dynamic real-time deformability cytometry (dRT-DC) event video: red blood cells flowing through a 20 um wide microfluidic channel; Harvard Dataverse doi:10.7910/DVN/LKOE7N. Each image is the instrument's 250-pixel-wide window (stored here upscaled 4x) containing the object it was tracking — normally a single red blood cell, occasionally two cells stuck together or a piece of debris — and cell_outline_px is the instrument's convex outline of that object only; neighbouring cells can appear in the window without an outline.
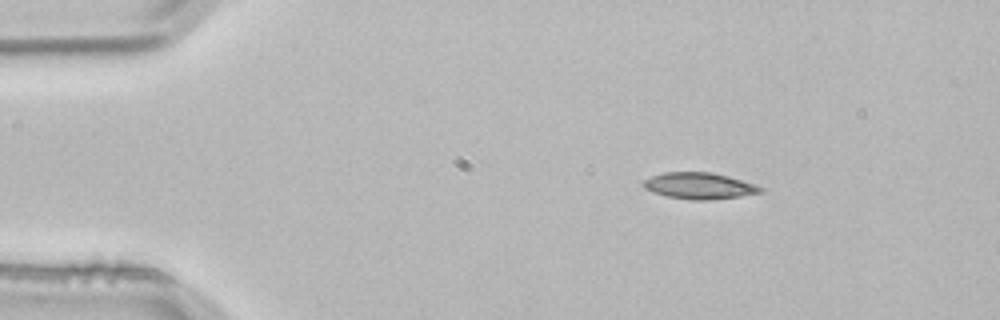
{"species": "common noctule bat (a hibernating species)", "species_latin": "Nyctalus noctula", "temperature_condition": "room temperature", "stored_images_in_passage": 2, "camera_frame_rate_fps": 3000, "um_per_image_px": 0.085, "animal": {"sex": "male", "body_mass_g": 21.5, "forearm_length_mm": 52.0}, "frame": {"image": 1, "passage_image": 1, "time_ms": 0.0, "image_size_px": [1000, 320], "cell_outline_px": [[764, 192], [740, 196], [708, 200], [692, 200], [668, 196], [652, 192], [644, 188], [644, 180], [652, 176], [664, 172], [712, 172], [728, 176], [756, 184], [764, 188]], "centroid_in_image_um": [59.48, 15.79], "position_along_channel_um": 25.5, "area_um2": 17.98}}